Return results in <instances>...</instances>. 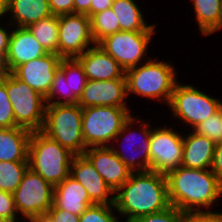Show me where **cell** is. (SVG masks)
Instances as JSON below:
<instances>
[{"instance_id":"obj_2","label":"cell","mask_w":222,"mask_h":222,"mask_svg":"<svg viewBox=\"0 0 222 222\" xmlns=\"http://www.w3.org/2000/svg\"><path fill=\"white\" fill-rule=\"evenodd\" d=\"M165 176L170 204L183 213L211 212L222 195V185L211 169L179 166Z\"/></svg>"},{"instance_id":"obj_14","label":"cell","mask_w":222,"mask_h":222,"mask_svg":"<svg viewBox=\"0 0 222 222\" xmlns=\"http://www.w3.org/2000/svg\"><path fill=\"white\" fill-rule=\"evenodd\" d=\"M61 59L58 54L47 53L17 66L11 73L46 98Z\"/></svg>"},{"instance_id":"obj_25","label":"cell","mask_w":222,"mask_h":222,"mask_svg":"<svg viewBox=\"0 0 222 222\" xmlns=\"http://www.w3.org/2000/svg\"><path fill=\"white\" fill-rule=\"evenodd\" d=\"M202 36H210L219 30L221 0H191Z\"/></svg>"},{"instance_id":"obj_39","label":"cell","mask_w":222,"mask_h":222,"mask_svg":"<svg viewBox=\"0 0 222 222\" xmlns=\"http://www.w3.org/2000/svg\"><path fill=\"white\" fill-rule=\"evenodd\" d=\"M211 170L222 185V141L215 144L213 163Z\"/></svg>"},{"instance_id":"obj_17","label":"cell","mask_w":222,"mask_h":222,"mask_svg":"<svg viewBox=\"0 0 222 222\" xmlns=\"http://www.w3.org/2000/svg\"><path fill=\"white\" fill-rule=\"evenodd\" d=\"M70 176L85 187L95 204H114L115 192L84 155L74 156Z\"/></svg>"},{"instance_id":"obj_4","label":"cell","mask_w":222,"mask_h":222,"mask_svg":"<svg viewBox=\"0 0 222 222\" xmlns=\"http://www.w3.org/2000/svg\"><path fill=\"white\" fill-rule=\"evenodd\" d=\"M75 154L42 131H33L29 141V168L53 187L70 175Z\"/></svg>"},{"instance_id":"obj_40","label":"cell","mask_w":222,"mask_h":222,"mask_svg":"<svg viewBox=\"0 0 222 222\" xmlns=\"http://www.w3.org/2000/svg\"><path fill=\"white\" fill-rule=\"evenodd\" d=\"M3 26V22L0 23ZM0 25V67L5 63L11 31ZM10 31V32H9Z\"/></svg>"},{"instance_id":"obj_27","label":"cell","mask_w":222,"mask_h":222,"mask_svg":"<svg viewBox=\"0 0 222 222\" xmlns=\"http://www.w3.org/2000/svg\"><path fill=\"white\" fill-rule=\"evenodd\" d=\"M59 68L64 72L66 80H69L70 97L78 104L88 82L82 64L77 58H62Z\"/></svg>"},{"instance_id":"obj_6","label":"cell","mask_w":222,"mask_h":222,"mask_svg":"<svg viewBox=\"0 0 222 222\" xmlns=\"http://www.w3.org/2000/svg\"><path fill=\"white\" fill-rule=\"evenodd\" d=\"M82 126V107L78 104L46 105L42 132L75 155H83L87 149Z\"/></svg>"},{"instance_id":"obj_36","label":"cell","mask_w":222,"mask_h":222,"mask_svg":"<svg viewBox=\"0 0 222 222\" xmlns=\"http://www.w3.org/2000/svg\"><path fill=\"white\" fill-rule=\"evenodd\" d=\"M185 222H222V212H189L185 213Z\"/></svg>"},{"instance_id":"obj_15","label":"cell","mask_w":222,"mask_h":222,"mask_svg":"<svg viewBox=\"0 0 222 222\" xmlns=\"http://www.w3.org/2000/svg\"><path fill=\"white\" fill-rule=\"evenodd\" d=\"M126 79L88 80L78 105L82 108L92 106H113L129 108L126 103Z\"/></svg>"},{"instance_id":"obj_35","label":"cell","mask_w":222,"mask_h":222,"mask_svg":"<svg viewBox=\"0 0 222 222\" xmlns=\"http://www.w3.org/2000/svg\"><path fill=\"white\" fill-rule=\"evenodd\" d=\"M0 216L5 218L8 222H19V219L17 221L19 217L13 193L0 190Z\"/></svg>"},{"instance_id":"obj_45","label":"cell","mask_w":222,"mask_h":222,"mask_svg":"<svg viewBox=\"0 0 222 222\" xmlns=\"http://www.w3.org/2000/svg\"><path fill=\"white\" fill-rule=\"evenodd\" d=\"M220 10H221V15H220V20H219V30L222 29V0L220 3Z\"/></svg>"},{"instance_id":"obj_16","label":"cell","mask_w":222,"mask_h":222,"mask_svg":"<svg viewBox=\"0 0 222 222\" xmlns=\"http://www.w3.org/2000/svg\"><path fill=\"white\" fill-rule=\"evenodd\" d=\"M83 155L92 163L114 192H116L132 174V170L120 160L110 146L89 147Z\"/></svg>"},{"instance_id":"obj_21","label":"cell","mask_w":222,"mask_h":222,"mask_svg":"<svg viewBox=\"0 0 222 222\" xmlns=\"http://www.w3.org/2000/svg\"><path fill=\"white\" fill-rule=\"evenodd\" d=\"M215 142L194 131L183 135V161L181 166L195 169H211Z\"/></svg>"},{"instance_id":"obj_46","label":"cell","mask_w":222,"mask_h":222,"mask_svg":"<svg viewBox=\"0 0 222 222\" xmlns=\"http://www.w3.org/2000/svg\"><path fill=\"white\" fill-rule=\"evenodd\" d=\"M0 222H8L5 218H3L2 216H0Z\"/></svg>"},{"instance_id":"obj_10","label":"cell","mask_w":222,"mask_h":222,"mask_svg":"<svg viewBox=\"0 0 222 222\" xmlns=\"http://www.w3.org/2000/svg\"><path fill=\"white\" fill-rule=\"evenodd\" d=\"M53 190L50 183L28 168L18 188L13 192L18 215H21L24 221L46 215L53 206Z\"/></svg>"},{"instance_id":"obj_12","label":"cell","mask_w":222,"mask_h":222,"mask_svg":"<svg viewBox=\"0 0 222 222\" xmlns=\"http://www.w3.org/2000/svg\"><path fill=\"white\" fill-rule=\"evenodd\" d=\"M164 126L152 128L149 152L150 170L166 175L182 164L183 134Z\"/></svg>"},{"instance_id":"obj_42","label":"cell","mask_w":222,"mask_h":222,"mask_svg":"<svg viewBox=\"0 0 222 222\" xmlns=\"http://www.w3.org/2000/svg\"><path fill=\"white\" fill-rule=\"evenodd\" d=\"M92 0H74V13L86 14L90 18Z\"/></svg>"},{"instance_id":"obj_7","label":"cell","mask_w":222,"mask_h":222,"mask_svg":"<svg viewBox=\"0 0 222 222\" xmlns=\"http://www.w3.org/2000/svg\"><path fill=\"white\" fill-rule=\"evenodd\" d=\"M132 115L130 108L113 106L82 108V134L85 146L87 148L111 146L123 124Z\"/></svg>"},{"instance_id":"obj_28","label":"cell","mask_w":222,"mask_h":222,"mask_svg":"<svg viewBox=\"0 0 222 222\" xmlns=\"http://www.w3.org/2000/svg\"><path fill=\"white\" fill-rule=\"evenodd\" d=\"M93 40L98 44L106 36L120 31V25L112 8L93 14L90 17Z\"/></svg>"},{"instance_id":"obj_31","label":"cell","mask_w":222,"mask_h":222,"mask_svg":"<svg viewBox=\"0 0 222 222\" xmlns=\"http://www.w3.org/2000/svg\"><path fill=\"white\" fill-rule=\"evenodd\" d=\"M115 212L117 211L114 204H94L80 215L79 222H122Z\"/></svg>"},{"instance_id":"obj_41","label":"cell","mask_w":222,"mask_h":222,"mask_svg":"<svg viewBox=\"0 0 222 222\" xmlns=\"http://www.w3.org/2000/svg\"><path fill=\"white\" fill-rule=\"evenodd\" d=\"M114 0H92L90 6V17L93 14L104 11L105 9L111 8Z\"/></svg>"},{"instance_id":"obj_30","label":"cell","mask_w":222,"mask_h":222,"mask_svg":"<svg viewBox=\"0 0 222 222\" xmlns=\"http://www.w3.org/2000/svg\"><path fill=\"white\" fill-rule=\"evenodd\" d=\"M45 101L47 105L77 104L70 97L69 80H66L64 72L60 68L55 72L53 83Z\"/></svg>"},{"instance_id":"obj_29","label":"cell","mask_w":222,"mask_h":222,"mask_svg":"<svg viewBox=\"0 0 222 222\" xmlns=\"http://www.w3.org/2000/svg\"><path fill=\"white\" fill-rule=\"evenodd\" d=\"M28 168V161H0V190L13 193Z\"/></svg>"},{"instance_id":"obj_13","label":"cell","mask_w":222,"mask_h":222,"mask_svg":"<svg viewBox=\"0 0 222 222\" xmlns=\"http://www.w3.org/2000/svg\"><path fill=\"white\" fill-rule=\"evenodd\" d=\"M58 44L61 58H77L94 46L90 18L78 13L60 15Z\"/></svg>"},{"instance_id":"obj_20","label":"cell","mask_w":222,"mask_h":222,"mask_svg":"<svg viewBox=\"0 0 222 222\" xmlns=\"http://www.w3.org/2000/svg\"><path fill=\"white\" fill-rule=\"evenodd\" d=\"M94 204L85 187L70 175L54 187L53 205L58 209L80 216Z\"/></svg>"},{"instance_id":"obj_9","label":"cell","mask_w":222,"mask_h":222,"mask_svg":"<svg viewBox=\"0 0 222 222\" xmlns=\"http://www.w3.org/2000/svg\"><path fill=\"white\" fill-rule=\"evenodd\" d=\"M134 124H138L139 132L135 130L137 127L133 128ZM152 126L145 121L140 119V117H134V114L123 124L121 131L113 140V143L116 141L122 144H119L120 147L116 148L113 144L111 149L118 155L120 160L130 169L132 172L138 171H149L150 170V136H151ZM138 133V134H137ZM125 136V137H124ZM139 139V140H138ZM122 140V141H121ZM127 146L125 148L123 145ZM137 141V143H136ZM127 144V145H126ZM125 148V150H123ZM129 151V152H128ZM126 152L128 154L126 155ZM133 153V154H132Z\"/></svg>"},{"instance_id":"obj_5","label":"cell","mask_w":222,"mask_h":222,"mask_svg":"<svg viewBox=\"0 0 222 222\" xmlns=\"http://www.w3.org/2000/svg\"><path fill=\"white\" fill-rule=\"evenodd\" d=\"M0 80L6 85L12 105L15 127L42 131L45 122V97L36 92L11 72L0 71Z\"/></svg>"},{"instance_id":"obj_22","label":"cell","mask_w":222,"mask_h":222,"mask_svg":"<svg viewBox=\"0 0 222 222\" xmlns=\"http://www.w3.org/2000/svg\"><path fill=\"white\" fill-rule=\"evenodd\" d=\"M8 23L27 28L31 24L52 15L48 0H7ZM13 23V24H12Z\"/></svg>"},{"instance_id":"obj_38","label":"cell","mask_w":222,"mask_h":222,"mask_svg":"<svg viewBox=\"0 0 222 222\" xmlns=\"http://www.w3.org/2000/svg\"><path fill=\"white\" fill-rule=\"evenodd\" d=\"M52 15L74 13V0H48Z\"/></svg>"},{"instance_id":"obj_43","label":"cell","mask_w":222,"mask_h":222,"mask_svg":"<svg viewBox=\"0 0 222 222\" xmlns=\"http://www.w3.org/2000/svg\"><path fill=\"white\" fill-rule=\"evenodd\" d=\"M4 16H7V0H0V20L1 21H3Z\"/></svg>"},{"instance_id":"obj_23","label":"cell","mask_w":222,"mask_h":222,"mask_svg":"<svg viewBox=\"0 0 222 222\" xmlns=\"http://www.w3.org/2000/svg\"><path fill=\"white\" fill-rule=\"evenodd\" d=\"M32 132L26 128H0V161H28Z\"/></svg>"},{"instance_id":"obj_37","label":"cell","mask_w":222,"mask_h":222,"mask_svg":"<svg viewBox=\"0 0 222 222\" xmlns=\"http://www.w3.org/2000/svg\"><path fill=\"white\" fill-rule=\"evenodd\" d=\"M46 216L51 222H79L80 220V216L69 211L58 209L54 205L48 210Z\"/></svg>"},{"instance_id":"obj_8","label":"cell","mask_w":222,"mask_h":222,"mask_svg":"<svg viewBox=\"0 0 222 222\" xmlns=\"http://www.w3.org/2000/svg\"><path fill=\"white\" fill-rule=\"evenodd\" d=\"M171 116L180 119L192 130L201 122L208 119L222 109V101L208 95L192 84H175L168 104Z\"/></svg>"},{"instance_id":"obj_34","label":"cell","mask_w":222,"mask_h":222,"mask_svg":"<svg viewBox=\"0 0 222 222\" xmlns=\"http://www.w3.org/2000/svg\"><path fill=\"white\" fill-rule=\"evenodd\" d=\"M15 127L14 113L6 85L0 80V128Z\"/></svg>"},{"instance_id":"obj_44","label":"cell","mask_w":222,"mask_h":222,"mask_svg":"<svg viewBox=\"0 0 222 222\" xmlns=\"http://www.w3.org/2000/svg\"><path fill=\"white\" fill-rule=\"evenodd\" d=\"M27 222H51V220L46 215H43L31 218L27 220Z\"/></svg>"},{"instance_id":"obj_11","label":"cell","mask_w":222,"mask_h":222,"mask_svg":"<svg viewBox=\"0 0 222 222\" xmlns=\"http://www.w3.org/2000/svg\"><path fill=\"white\" fill-rule=\"evenodd\" d=\"M155 31H119L102 39L98 45L127 71L147 62V50ZM146 54V55H145ZM147 58V59H146Z\"/></svg>"},{"instance_id":"obj_18","label":"cell","mask_w":222,"mask_h":222,"mask_svg":"<svg viewBox=\"0 0 222 222\" xmlns=\"http://www.w3.org/2000/svg\"><path fill=\"white\" fill-rule=\"evenodd\" d=\"M11 28L5 63L0 67L3 72H12L17 66L48 53L27 28Z\"/></svg>"},{"instance_id":"obj_3","label":"cell","mask_w":222,"mask_h":222,"mask_svg":"<svg viewBox=\"0 0 222 222\" xmlns=\"http://www.w3.org/2000/svg\"><path fill=\"white\" fill-rule=\"evenodd\" d=\"M175 66L155 57L125 71L127 96L135 94L157 102H170L174 86L179 81Z\"/></svg>"},{"instance_id":"obj_1","label":"cell","mask_w":222,"mask_h":222,"mask_svg":"<svg viewBox=\"0 0 222 222\" xmlns=\"http://www.w3.org/2000/svg\"><path fill=\"white\" fill-rule=\"evenodd\" d=\"M116 213L130 222L171 206L166 176L155 171L132 172L130 178L115 192Z\"/></svg>"},{"instance_id":"obj_32","label":"cell","mask_w":222,"mask_h":222,"mask_svg":"<svg viewBox=\"0 0 222 222\" xmlns=\"http://www.w3.org/2000/svg\"><path fill=\"white\" fill-rule=\"evenodd\" d=\"M221 126L222 109L208 119L199 123L192 131L217 143L221 141Z\"/></svg>"},{"instance_id":"obj_24","label":"cell","mask_w":222,"mask_h":222,"mask_svg":"<svg viewBox=\"0 0 222 222\" xmlns=\"http://www.w3.org/2000/svg\"><path fill=\"white\" fill-rule=\"evenodd\" d=\"M120 25V31H155L156 25L147 24L135 0H114L112 6Z\"/></svg>"},{"instance_id":"obj_19","label":"cell","mask_w":222,"mask_h":222,"mask_svg":"<svg viewBox=\"0 0 222 222\" xmlns=\"http://www.w3.org/2000/svg\"><path fill=\"white\" fill-rule=\"evenodd\" d=\"M77 59L82 64L88 80L126 79L125 70L98 44L87 49Z\"/></svg>"},{"instance_id":"obj_26","label":"cell","mask_w":222,"mask_h":222,"mask_svg":"<svg viewBox=\"0 0 222 222\" xmlns=\"http://www.w3.org/2000/svg\"><path fill=\"white\" fill-rule=\"evenodd\" d=\"M27 29L48 53L59 55V16L51 15L48 18L39 20L31 24L27 27Z\"/></svg>"},{"instance_id":"obj_33","label":"cell","mask_w":222,"mask_h":222,"mask_svg":"<svg viewBox=\"0 0 222 222\" xmlns=\"http://www.w3.org/2000/svg\"><path fill=\"white\" fill-rule=\"evenodd\" d=\"M130 222H185V213L171 205L165 210L140 216Z\"/></svg>"}]
</instances>
